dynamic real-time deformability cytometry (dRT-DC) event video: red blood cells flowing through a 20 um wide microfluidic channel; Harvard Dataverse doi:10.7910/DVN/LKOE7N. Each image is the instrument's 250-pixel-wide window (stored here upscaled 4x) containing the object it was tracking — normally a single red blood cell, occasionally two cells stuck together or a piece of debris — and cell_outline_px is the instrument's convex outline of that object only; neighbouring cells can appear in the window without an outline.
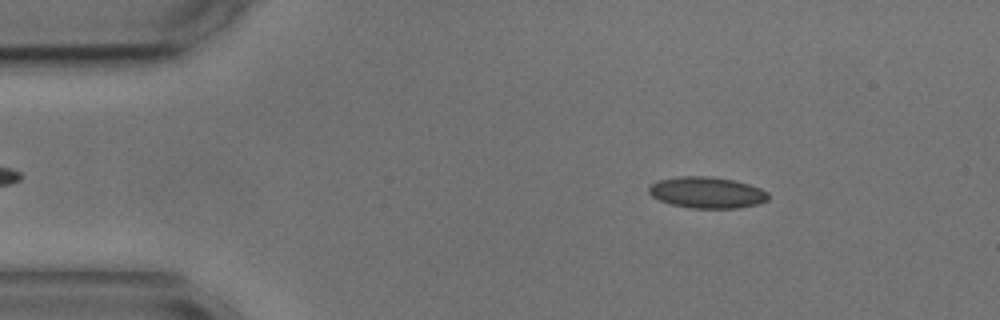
{"species": "common noctule bat (a hibernating species)", "species_latin": "Nyctalus noctula", "temperature_condition": "cold", "stored_images_in_passage": 5, "segment_of_instrument_passage": [1, 2], "camera_frame_rate_fps": 3000, "um_per_image_px": 0.085, "animal": {"sex": "male", "body_mass_g": 17.9, "forearm_length_mm": 54.2}, "frame": {"image": 1, "passage_image": 2, "time_ms": 1.333, "image_size_px": [1000, 320], "cell_outline_px": [[768, 200], [760, 204], [736, 208], [688, 208], [672, 204], [660, 200], [652, 196], [648, 192], [648, 188], [652, 184], [660, 180], [680, 176], [708, 176], [736, 180], [760, 188], [768, 192]], "centroid_in_image_um": [60.12, 16.37], "position_along_channel_um": 24.9, "area_um2": 21.79}}